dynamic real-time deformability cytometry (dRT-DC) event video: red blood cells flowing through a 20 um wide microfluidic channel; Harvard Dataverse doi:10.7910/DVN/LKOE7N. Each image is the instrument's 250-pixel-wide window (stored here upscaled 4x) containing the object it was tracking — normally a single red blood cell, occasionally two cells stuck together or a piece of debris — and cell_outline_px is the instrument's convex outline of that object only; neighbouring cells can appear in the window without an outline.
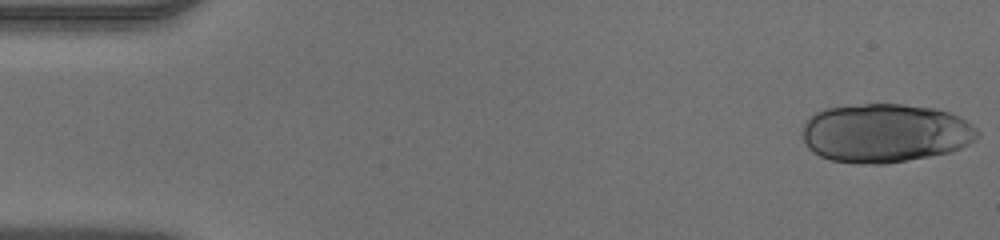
{"species": "human", "species_latin": "Homo sapiens", "temperature_condition": "warm", "stored_images_in_passage": 48, "camera_frame_rate_fps": 3000, "um_per_image_px": 0.085, "donor": {"sex": "male"}, "frame": {"image": 1, "passage_image": 1, "time_ms": 0.0, "image_size_px": [1000, 240], "cell_outline_px": [[980, 136], [976, 140], [952, 152], [884, 164], [856, 164], [832, 160], [820, 156], [812, 152], [804, 144], [800, 132], [804, 124], [816, 112], [824, 108], [864, 104], [904, 104], [936, 108], [960, 116], [972, 124], [980, 132]], "centroid_in_image_um": [75.24, 11.31], "position_along_channel_um": 9.8, "area_um2": 60.63}}
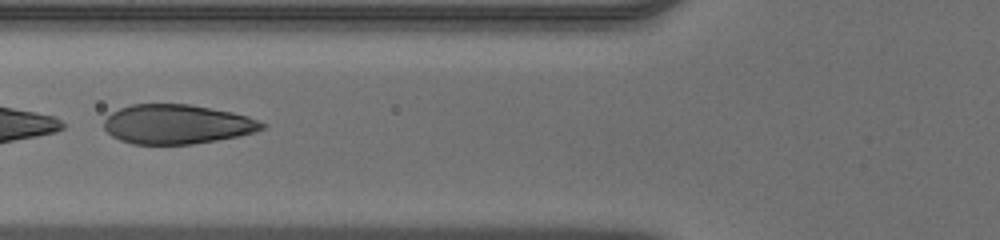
{"frame": {"image": 2, "passage_image": 19, "time_ms": 6.0, "image_size_px": [1000, 240], "cell_outline_px": [[268, 124], [264, 128], [256, 132], [216, 140], [192, 144], [132, 144], [120, 140], [112, 136], [104, 128], [104, 120], [112, 112], [120, 108], [132, 104], [188, 104], [232, 112], [248, 116]], "centroid_in_image_um": [15.05, 10.56], "position_along_channel_um": 110.8, "area_um2": 36.24}}
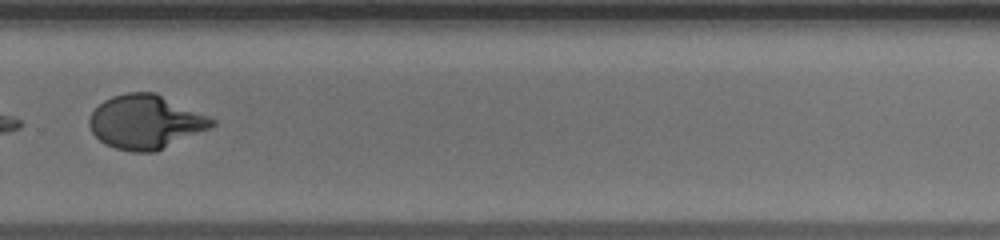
{"frame": {"image": 3, "passage_image": 34, "time_ms": 11.0, "image_size_px": [1000, 240], "cell_outline_px": [[216, 124], [212, 128], [156, 152], [132, 152], [116, 148], [104, 144], [92, 132], [88, 124], [88, 116], [104, 100], [112, 96], [128, 92], [156, 92], [208, 116], [216, 120]], "centroid_in_image_um": [12.39, 10.37], "position_along_channel_um": 317.4, "area_um2": 38.78}}